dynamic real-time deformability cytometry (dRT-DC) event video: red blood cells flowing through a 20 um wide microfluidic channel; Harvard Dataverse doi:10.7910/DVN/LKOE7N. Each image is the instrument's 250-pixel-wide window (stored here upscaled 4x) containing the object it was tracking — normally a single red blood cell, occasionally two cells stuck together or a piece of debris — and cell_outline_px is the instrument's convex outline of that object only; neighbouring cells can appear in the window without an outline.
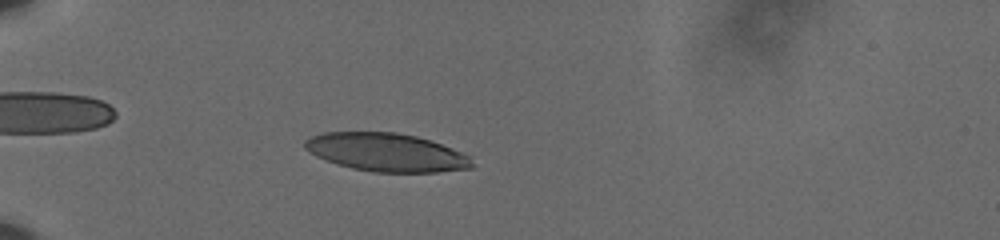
{"species": "human", "species_latin": "Homo sapiens", "temperature_condition": "cold", "stored_images_in_passage": 42, "camera_frame_rate_fps": 3000, "um_per_image_px": 0.085, "donor": {"sex": "male"}, "frame": {"image": 1, "passage_image": 2, "time_ms": 0.333, "image_size_px": [1000, 240], "cell_outline_px": [[472, 168], [436, 172], [372, 172], [352, 168], [316, 156], [308, 152], [304, 148], [304, 140], [308, 136], [324, 132], [396, 132], [416, 136], [452, 148], [472, 156]], "centroid_in_image_um": [32.83, 12.94], "position_along_channel_um": 52.2, "area_um2": 37.28}}
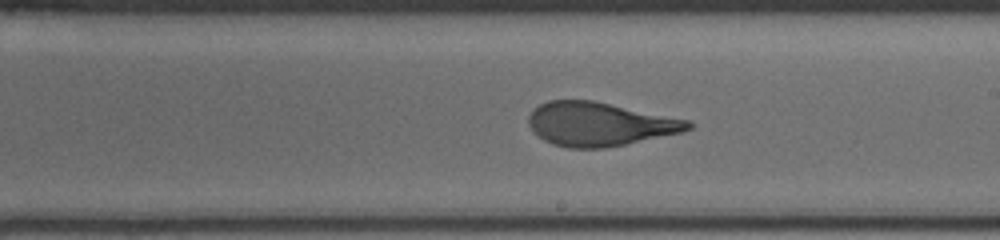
{"frame": {"image": 2, "passage_image": 20, "time_ms": 6.333, "image_size_px": [1000, 240], "cell_outline_px": [[696, 124], [692, 128], [684, 132], [604, 148], [568, 148], [552, 144], [536, 136], [532, 132], [528, 124], [528, 116], [540, 104], [548, 100], [592, 100], [692, 120]], "centroid_in_image_um": [50.99, 10.55], "position_along_channel_um": 238.0, "area_um2": 40.98}}
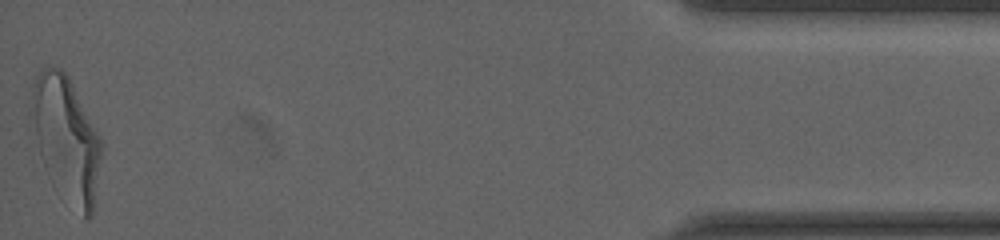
{"frame": {"image": 3, "passage_image": 42, "time_ms": 13.667, "image_size_px": [1000, 240], "cell_outline_px": [[100, 156], [92, 216], [88, 220], [52, 184], [48, 176], [40, 152], [36, 132], [32, 92], [32, 84], [36, 76], [44, 68], [60, 68], [68, 76], [100, 140]], "centroid_in_image_um": [5.63, 11.81], "position_along_channel_um": 429.6, "area_um2": 48.15}, "authors_computed_cell_mechanics": {"area_um2": 41.3559, "velocity_mm_per_s": 3.6181, "shape_relaxation_time_tau1_ms": 5.4717, "shape_relaxation_time_tau2_ms": 0.8456, "deformation_change_tau1": 0.2239, "deformation_change_tau2": 0.0808}}